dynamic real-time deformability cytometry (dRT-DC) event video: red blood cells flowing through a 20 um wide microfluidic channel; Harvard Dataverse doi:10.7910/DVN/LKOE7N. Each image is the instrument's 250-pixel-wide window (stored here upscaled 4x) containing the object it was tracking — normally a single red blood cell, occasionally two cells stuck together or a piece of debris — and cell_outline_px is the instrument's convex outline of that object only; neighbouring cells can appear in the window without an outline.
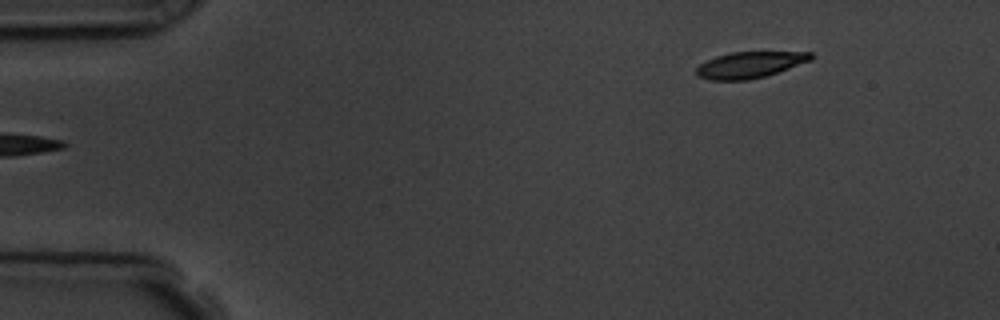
{"species": "common noctule bat (a hibernating species)", "species_latin": "Nyctalus noctula", "temperature_condition": "room temperature", "stored_images_in_passage": 5, "segment_of_instrument_passage": [2, 2], "camera_frame_rate_fps": 3000, "um_per_image_px": 0.085, "animal": {"sex": "male", "body_mass_g": 19.5, "forearm_length_mm": 54.6}, "frame": {"image": 1, "passage_image": 5, "time_ms": 4.667, "image_size_px": [1000, 320], "cell_outline_px": [[816, 56], [812, 60], [764, 76], [748, 80], [712, 80], [696, 76], [696, 68], [700, 64], [716, 56], [732, 52], [812, 52]], "centroid_in_image_um": [63.74, 5.5], "position_along_channel_um": 21.3, "area_um2": 17.4}}